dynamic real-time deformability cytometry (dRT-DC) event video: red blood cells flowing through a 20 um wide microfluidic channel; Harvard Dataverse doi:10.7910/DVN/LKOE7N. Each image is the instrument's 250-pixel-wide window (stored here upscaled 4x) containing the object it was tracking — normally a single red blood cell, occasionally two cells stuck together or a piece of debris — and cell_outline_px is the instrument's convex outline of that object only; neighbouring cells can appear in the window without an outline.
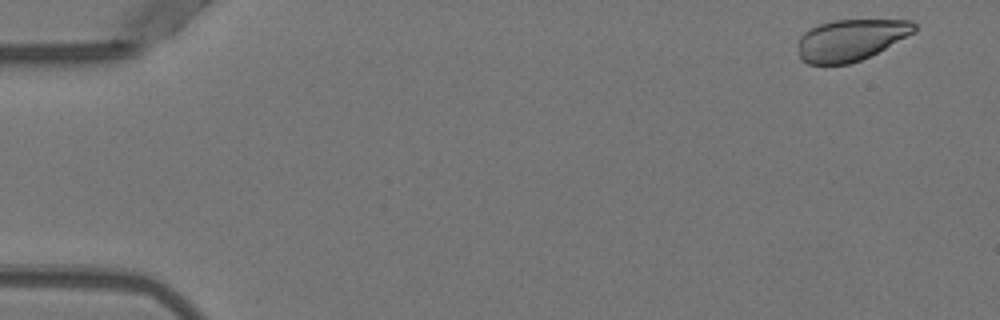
{"species": "Egyptian fruit bat (a non-hibernating species)", "species_latin": "Rousettus aegyptiacus", "temperature_condition": "warm", "stored_images_in_passage": 52, "camera_frame_rate_fps": 3000, "um_per_image_px": 0.085, "animal": {"sex": "female"}, "frame": {"image": 1, "passage_image": 3, "time_ms": 0.667, "image_size_px": [1000, 320], "cell_outline_px": [[916, 32], [860, 60], [848, 64], [808, 64], [800, 60], [796, 44], [800, 36], [804, 32], [820, 24], [836, 20], [912, 20], [916, 24]], "centroid_in_image_um": [72.28, 3.4], "position_along_channel_um": 12.7, "area_um2": 28.03}}
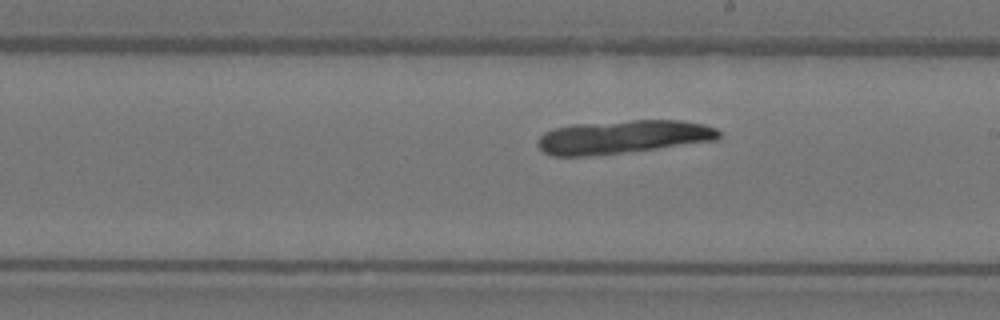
{"frame": {"image": 2, "passage_image": 30, "time_ms": 9.667, "image_size_px": [1000, 320], "cell_outline_px": [[720, 136], [716, 140], [656, 148], [588, 156], [552, 156], [544, 152], [536, 144], [536, 140], [544, 132], [556, 128], [572, 124], [632, 120], [680, 120], [704, 124], [716, 128], [720, 132]], "centroid_in_image_um": [52.91, 11.63], "position_along_channel_um": 236.1, "area_um2": 35.08}}
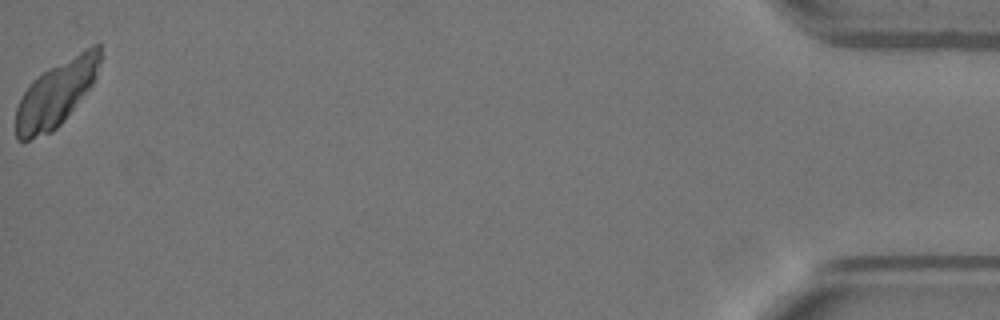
{"frame": {"image": 3, "passage_image": 52, "time_ms": 17.0, "image_size_px": [1000, 320], "cell_outline_px": [[100, 60], [96, 76], [92, 84], [64, 120], [52, 132], [28, 140], [16, 140], [16, 108], [24, 92], [32, 80], [48, 68], [84, 48], [92, 44], [100, 44]], "centroid_in_image_um": [4.76, 7.94], "position_along_channel_um": 430.4, "area_um2": 31.96}}